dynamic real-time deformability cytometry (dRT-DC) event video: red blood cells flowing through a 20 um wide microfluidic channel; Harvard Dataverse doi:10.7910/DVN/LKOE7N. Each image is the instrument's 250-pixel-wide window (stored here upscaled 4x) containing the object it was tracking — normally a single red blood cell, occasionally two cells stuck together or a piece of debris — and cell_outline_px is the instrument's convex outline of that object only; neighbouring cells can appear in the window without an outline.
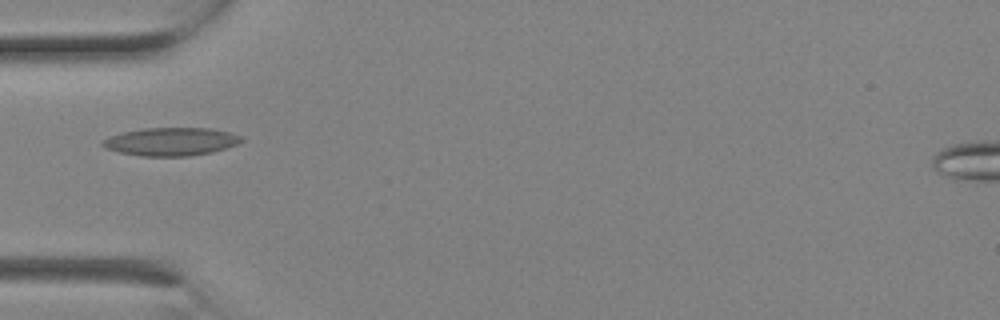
{"species": "Egyptian fruit bat (a non-hibernating species)", "species_latin": "Rousettus aegyptiacus", "temperature_condition": "room temperature", "stored_images_in_passage": 3, "camera_frame_rate_fps": 3000, "um_per_image_px": 0.085, "animal": {"sex": "female"}, "frame": {"image": 1, "passage_image": 3, "time_ms": 0.667, "image_size_px": [1000, 320], "cell_outline_px": [[244, 140], [236, 144], [212, 152], [188, 156], [140, 156], [120, 152], [104, 148], [100, 144], [100, 140], [108, 136], [124, 132], [144, 128], [212, 128], [228, 132], [240, 136]], "centroid_in_image_um": [14.47, 12.03], "position_along_channel_um": 70.5, "area_um2": 22.72}}